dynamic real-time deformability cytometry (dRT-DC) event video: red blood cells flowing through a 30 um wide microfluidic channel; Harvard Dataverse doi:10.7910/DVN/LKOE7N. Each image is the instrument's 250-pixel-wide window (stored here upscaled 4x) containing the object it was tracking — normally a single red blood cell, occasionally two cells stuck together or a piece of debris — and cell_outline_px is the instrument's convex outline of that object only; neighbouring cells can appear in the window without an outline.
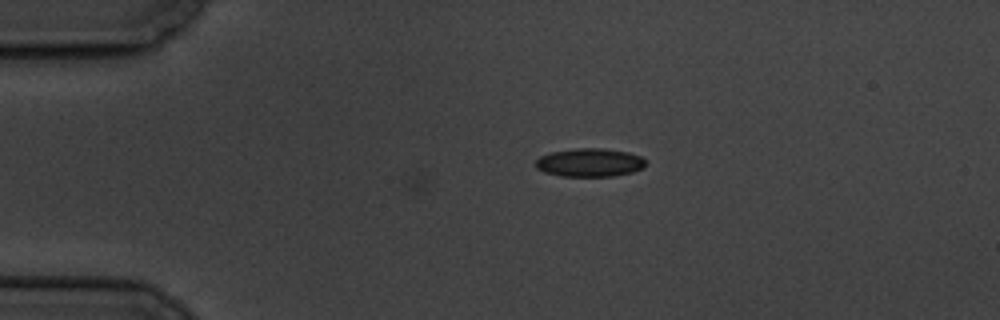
{"species": "common noctule bat (a hibernating species)", "species_latin": "Nyctalus noctula", "temperature_condition": "cold", "stored_images_in_passage": 5, "camera_frame_rate_fps": 3000, "um_per_image_px": 0.085, "animal": {"sex": "male", "body_mass_g": 19.5, "forearm_length_mm": 54.6}, "frame": {"image": 1, "passage_image": 5, "time_ms": 5.667, "image_size_px": [1000, 320], "cell_outline_px": [[648, 164], [644, 168], [632, 172], [612, 176], [560, 176], [544, 172], [536, 168], [536, 160], [540, 156], [552, 152], [576, 148], [604, 148], [628, 152], [640, 156]], "centroid_in_image_um": [50.14, 13.81], "position_along_channel_um": 34.9, "area_um2": 18.26}}